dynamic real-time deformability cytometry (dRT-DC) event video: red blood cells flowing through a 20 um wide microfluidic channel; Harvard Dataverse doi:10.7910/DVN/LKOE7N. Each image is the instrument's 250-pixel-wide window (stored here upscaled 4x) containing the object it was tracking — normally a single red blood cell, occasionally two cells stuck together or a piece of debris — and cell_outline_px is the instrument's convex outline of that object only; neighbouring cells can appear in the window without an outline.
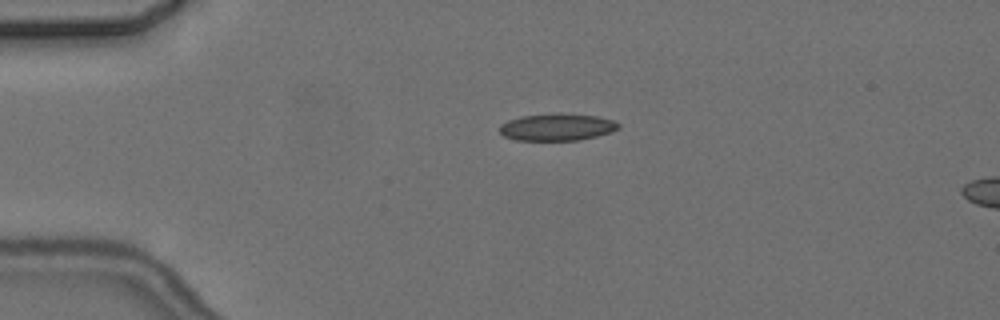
{"species": "common noctule bat (a hibernating species)", "species_latin": "Nyctalus noctula", "temperature_condition": "cold", "stored_images_in_passage": 5, "camera_frame_rate_fps": 3000, "um_per_image_px": 0.085, "animal": {"sex": "female", "body_mass_g": 24.6, "forearm_length_mm": 56.2}, "frame": {"image": 1, "passage_image": 4, "time_ms": 4.0, "image_size_px": [1000, 320], "cell_outline_px": [[620, 128], [612, 132], [596, 136], [576, 140], [516, 140], [504, 136], [500, 132], [500, 124], [508, 120], [520, 116], [596, 116], [612, 120], [620, 124]], "centroid_in_image_um": [47.34, 10.85], "position_along_channel_um": 37.7, "area_um2": 17.8}}